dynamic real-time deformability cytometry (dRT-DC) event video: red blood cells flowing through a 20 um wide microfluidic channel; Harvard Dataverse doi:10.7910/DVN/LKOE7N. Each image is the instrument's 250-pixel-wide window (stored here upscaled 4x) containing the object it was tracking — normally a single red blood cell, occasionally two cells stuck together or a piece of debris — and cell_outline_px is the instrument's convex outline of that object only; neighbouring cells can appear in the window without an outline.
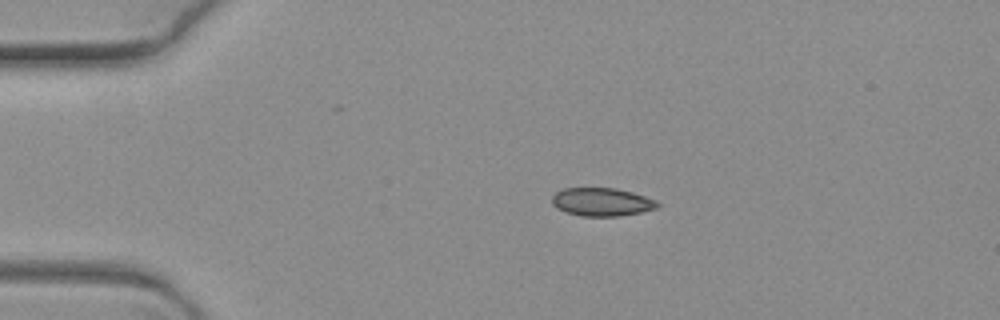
{"species": "common noctule bat (a hibernating species)", "species_latin": "Nyctalus noctula", "temperature_condition": "warm", "stored_images_in_passage": 4, "camera_frame_rate_fps": 3000, "um_per_image_px": 0.085, "animal": {"sex": "female", "body_mass_g": 19.3, "forearm_length_mm": 54.1}, "frame": {"image": 1, "passage_image": 1, "time_ms": 0.0, "image_size_px": [1000, 320], "cell_outline_px": [[660, 204], [656, 208], [640, 212], [620, 216], [580, 216], [564, 212], [556, 208], [552, 204], [552, 196], [556, 192], [564, 188], [616, 188], [632, 192], [656, 200]], "centroid_in_image_um": [51.12, 17.17], "position_along_channel_um": 33.9, "area_um2": 17.4}}
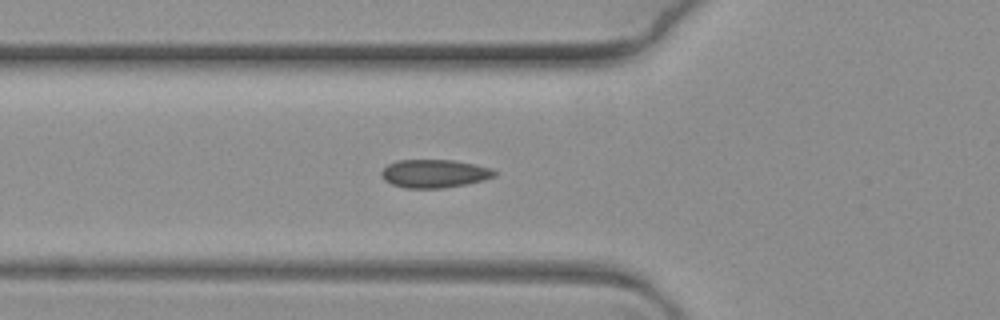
{"frame": {"image": 2, "passage_image": 4, "time_ms": 1.0, "image_size_px": [1000, 320], "cell_outline_px": [[496, 176], [484, 180], [468, 184], [444, 188], [404, 188], [392, 184], [384, 180], [380, 176], [380, 172], [388, 164], [396, 160], [452, 160], [492, 168], [496, 172]], "centroid_in_image_um": [36.91, 14.76], "position_along_channel_um": 88.9, "area_um2": 18.73}}